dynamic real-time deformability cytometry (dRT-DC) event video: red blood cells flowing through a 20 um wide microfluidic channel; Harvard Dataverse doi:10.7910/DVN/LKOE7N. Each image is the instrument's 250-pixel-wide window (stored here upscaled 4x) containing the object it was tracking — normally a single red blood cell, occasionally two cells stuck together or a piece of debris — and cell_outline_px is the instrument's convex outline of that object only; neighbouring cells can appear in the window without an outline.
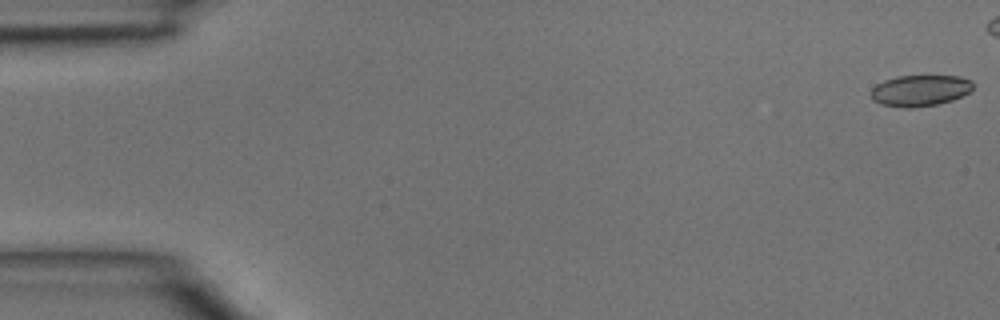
{"species": "common noctule bat (a hibernating species)", "species_latin": "Nyctalus noctula", "temperature_condition": "room temperature", "stored_images_in_passage": 5, "camera_frame_rate_fps": 3000, "um_per_image_px": 0.085, "animal": {"sex": "male", "body_mass_g": 15.6}, "frame": {"image": 1, "passage_image": 1, "time_ms": 0.0, "image_size_px": [1000, 320], "cell_outline_px": [[972, 88], [968, 92], [952, 100], [936, 104], [912, 108], [904, 108], [880, 104], [872, 100], [872, 88], [876, 84], [884, 80], [896, 76], [960, 76], [972, 80]], "centroid_in_image_um": [78.17, 7.69], "position_along_channel_um": 6.8, "area_um2": 18.5}}
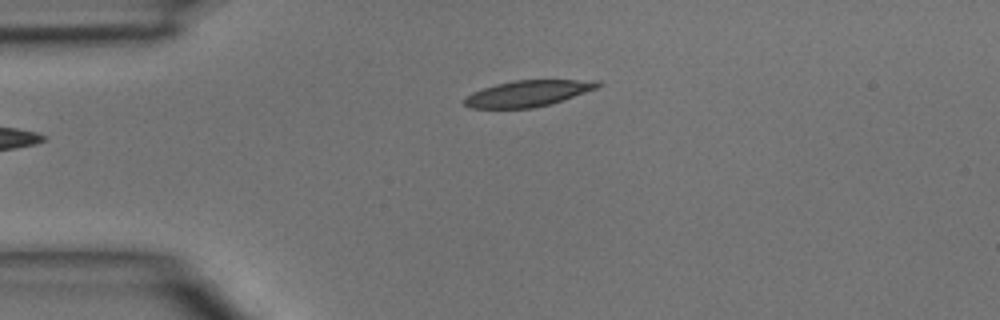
{"frame": {"image": 2, "passage_image": 5, "time_ms": 1.333, "image_size_px": [1000, 320], "cell_outline_px": [[604, 84], [596, 88], [552, 104], [532, 108], [472, 108], [464, 104], [464, 100], [472, 92], [496, 84], [516, 80], [596, 80]], "centroid_in_image_um": [44.9, 7.94], "position_along_channel_um": 40.1, "area_um2": 20.11}}